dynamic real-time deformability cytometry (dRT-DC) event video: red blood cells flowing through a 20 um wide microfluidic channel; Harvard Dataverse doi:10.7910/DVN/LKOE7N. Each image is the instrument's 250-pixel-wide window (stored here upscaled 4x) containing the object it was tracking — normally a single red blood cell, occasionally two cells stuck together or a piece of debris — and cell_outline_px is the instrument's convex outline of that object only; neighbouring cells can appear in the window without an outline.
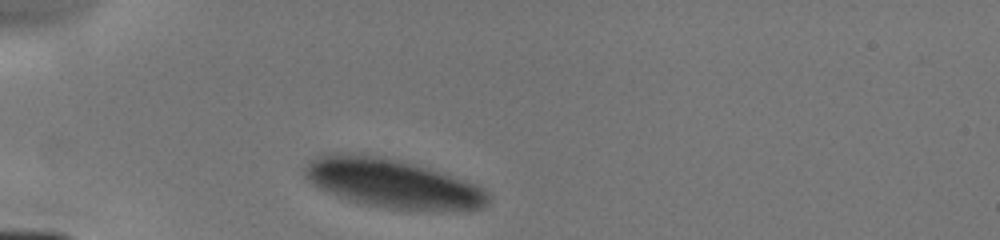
{"species": "human", "species_latin": "Homo sapiens", "temperature_condition": "cold", "stored_images_in_passage": 3, "camera_frame_rate_fps": 3000, "um_per_image_px": 0.085, "donor": {"sex": "male"}, "frame": {"image": 1, "passage_image": 1, "time_ms": 0.0, "image_size_px": [1000, 240], "cell_outline_px": [[492, 196], [488, 204], [484, 208], [384, 208], [364, 204], [348, 200], [336, 196], [312, 184], [304, 176], [304, 168], [320, 152], [360, 152], [400, 160], [428, 168], [476, 184], [484, 188]], "centroid_in_image_um": [33.26, 15.53], "position_along_channel_um": 51.7, "area_um2": 52.08}}
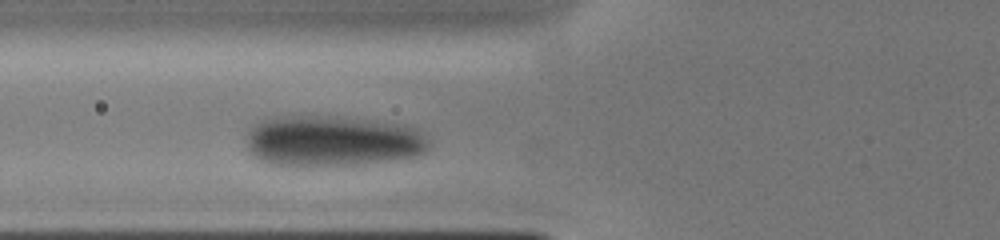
{"frame": {"image": 2, "passage_image": 3, "time_ms": 1.667, "image_size_px": [1000, 240], "cell_outline_px": [[428, 148], [424, 152], [416, 156], [392, 160], [360, 164], [312, 168], [296, 168], [268, 164], [252, 156], [248, 152], [244, 136], [252, 124], [260, 120], [284, 116], [320, 116], [392, 124], [412, 128], [420, 132], [428, 140]], "centroid_in_image_um": [28.07, 12.05], "position_along_channel_um": 97.7, "area_um2": 54.56}}